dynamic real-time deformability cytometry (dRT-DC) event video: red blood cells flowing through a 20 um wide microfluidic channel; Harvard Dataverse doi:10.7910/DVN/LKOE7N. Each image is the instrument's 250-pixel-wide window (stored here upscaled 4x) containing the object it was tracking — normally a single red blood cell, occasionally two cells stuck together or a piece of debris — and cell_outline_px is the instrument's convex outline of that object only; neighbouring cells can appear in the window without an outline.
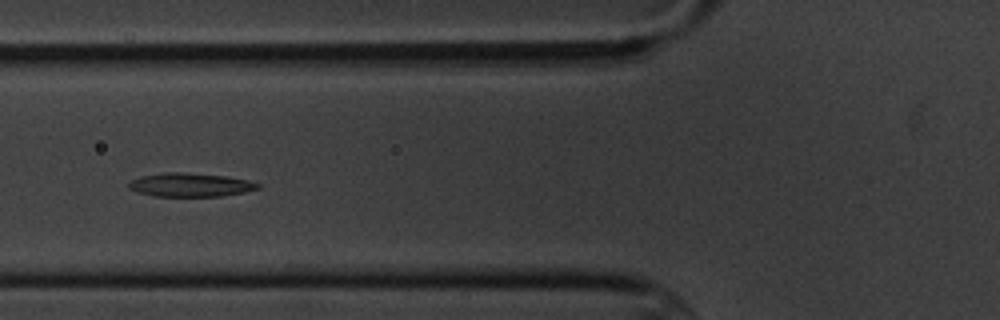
{"species": "common noctule bat (a hibernating species)", "species_latin": "Nyctalus noctula", "temperature_condition": "cold", "stored_images_in_passage": 7, "camera_frame_rate_fps": 3000, "um_per_image_px": 0.085, "animal": {"sex": "male", "body_mass_g": 20.1, "forearm_length_mm": 53.5}, "frame": {"image": 1, "passage_image": 6, "time_ms": 5.667, "image_size_px": [1000, 320], "cell_outline_px": [[260, 188], [244, 192], [220, 196], [152, 196], [136, 192], [128, 188], [128, 184], [132, 180], [140, 176], [164, 172], [184, 172], [228, 176], [248, 180], [260, 184]], "centroid_in_image_um": [16.16, 15.71], "position_along_channel_um": 109.6, "area_um2": 17.92}}
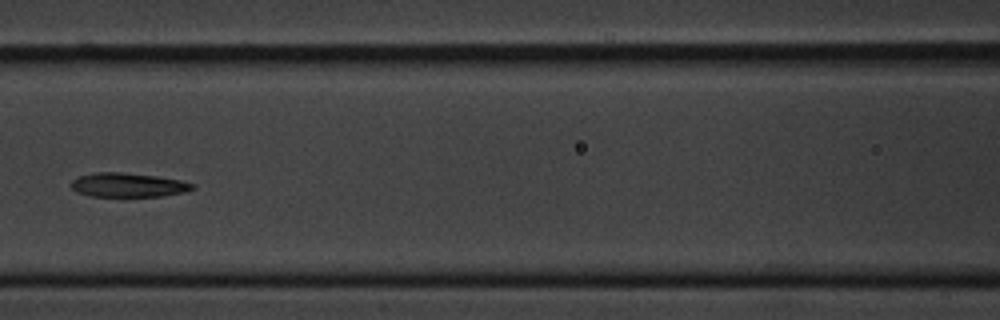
{"frame": {"image": 2, "passage_image": 7, "time_ms": 7.0, "image_size_px": [1000, 320], "cell_outline_px": [[196, 188], [184, 192], [160, 196], [88, 196], [76, 192], [68, 184], [72, 180], [80, 176], [92, 172], [124, 172], [156, 176], [180, 180], [196, 184]], "centroid_in_image_um": [10.86, 15.72], "position_along_channel_um": 155.7, "area_um2": 17.22}}